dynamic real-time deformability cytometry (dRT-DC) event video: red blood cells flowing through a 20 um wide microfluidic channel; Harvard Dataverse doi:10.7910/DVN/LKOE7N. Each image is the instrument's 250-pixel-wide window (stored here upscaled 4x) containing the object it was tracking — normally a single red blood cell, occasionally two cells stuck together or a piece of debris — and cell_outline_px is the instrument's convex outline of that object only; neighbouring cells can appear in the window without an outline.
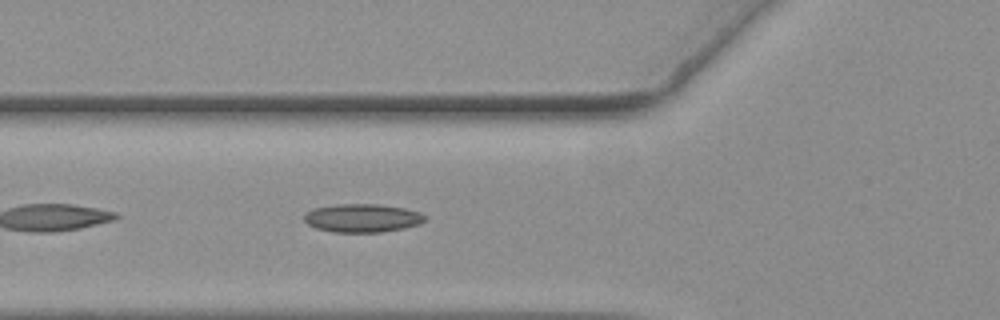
{"species": "common noctule bat (a hibernating species)", "species_latin": "Nyctalus noctula", "temperature_condition": "warm", "stored_images_in_passage": 41, "camera_frame_rate_fps": 3000, "um_per_image_px": 0.085, "animal": {"sex": "female", "body_mass_g": 19.3, "forearm_length_mm": 54.1}, "frame": {"image": 1, "passage_image": 5, "time_ms": 1.333, "image_size_px": [1000, 320], "cell_outline_px": [[428, 216], [420, 224], [404, 228], [380, 232], [332, 232], [316, 228], [308, 224], [304, 220], [304, 216], [312, 208], [336, 204], [380, 204], [404, 208], [420, 212]], "centroid_in_image_um": [30.81, 18.53], "position_along_channel_um": 95.0, "area_um2": 20.06}}
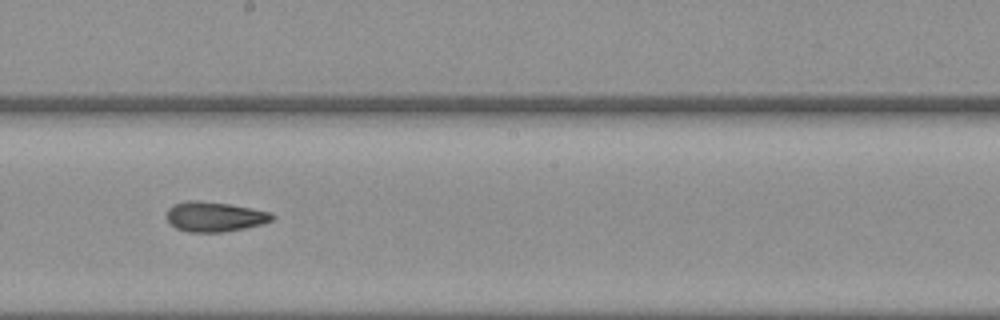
{"frame": {"image": 2, "passage_image": 16, "time_ms": 5.0, "image_size_px": [1000, 320], "cell_outline_px": [[276, 216], [272, 220], [260, 224], [244, 228], [224, 232], [188, 232], [176, 228], [168, 220], [168, 208], [172, 204], [184, 200], [200, 200], [228, 204], [252, 208], [272, 212]], "centroid_in_image_um": [18.24, 18.4], "position_along_channel_um": 230.0, "area_um2": 18.44}}
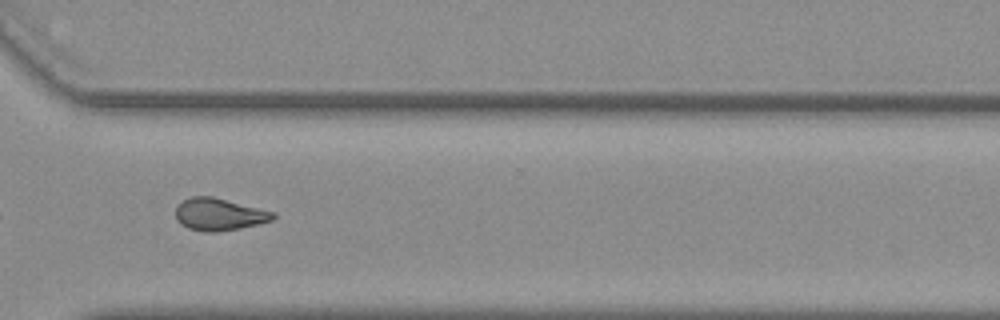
{"frame": {"image": 3, "passage_image": 26, "time_ms": 8.333, "image_size_px": [1000, 320], "cell_outline_px": [[276, 216], [272, 220], [240, 228], [216, 232], [204, 232], [188, 228], [180, 224], [176, 220], [176, 208], [184, 200], [192, 196], [212, 196], [276, 212]], "centroid_in_image_um": [18.63, 18.22], "position_along_channel_um": 352.0, "area_um2": 18.26}, "authors_computed_cell_mechanics": {"area_um2": 18.2648, "velocity_mm_per_s": 3.6659, "shape_relaxation_time_tau1_ms": null, "shape_relaxation_time_tau2_ms": 2.5667, "deformation_change_tau1": null, "deformation_change_tau2": 0.0999}}